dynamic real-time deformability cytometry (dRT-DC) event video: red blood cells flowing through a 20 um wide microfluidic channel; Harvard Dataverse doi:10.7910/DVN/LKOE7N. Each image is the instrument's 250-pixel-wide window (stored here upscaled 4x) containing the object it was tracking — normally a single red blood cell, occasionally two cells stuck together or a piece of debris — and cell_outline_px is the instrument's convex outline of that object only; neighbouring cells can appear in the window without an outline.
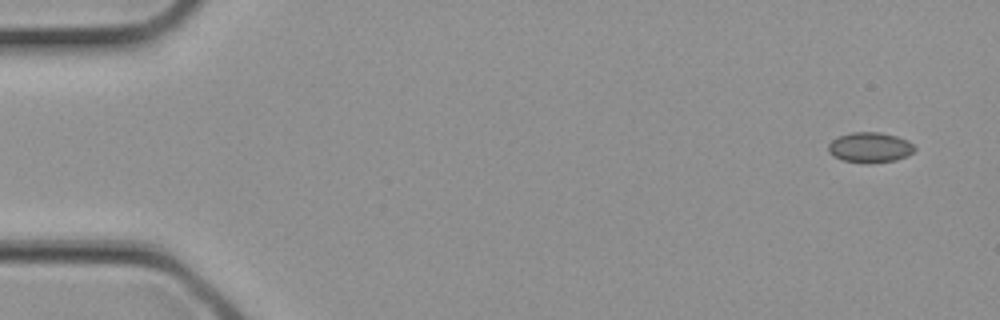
{"species": "common noctule bat (a hibernating species)", "species_latin": "Nyctalus noctula", "temperature_condition": "cold", "stored_images_in_passage": 2, "camera_frame_rate_fps": 3000, "um_per_image_px": 0.085, "animal": {"sex": "female", "body_mass_g": 21.9}, "frame": {"image": 1, "passage_image": 1, "time_ms": 0.0, "image_size_px": [1000, 320], "cell_outline_px": [[916, 148], [908, 156], [896, 160], [868, 164], [844, 160], [832, 156], [828, 152], [828, 144], [832, 140], [840, 136], [852, 132], [880, 132], [896, 136], [908, 140]], "centroid_in_image_um": [73.95, 12.54], "position_along_channel_um": 11.1, "area_um2": 15.32}}